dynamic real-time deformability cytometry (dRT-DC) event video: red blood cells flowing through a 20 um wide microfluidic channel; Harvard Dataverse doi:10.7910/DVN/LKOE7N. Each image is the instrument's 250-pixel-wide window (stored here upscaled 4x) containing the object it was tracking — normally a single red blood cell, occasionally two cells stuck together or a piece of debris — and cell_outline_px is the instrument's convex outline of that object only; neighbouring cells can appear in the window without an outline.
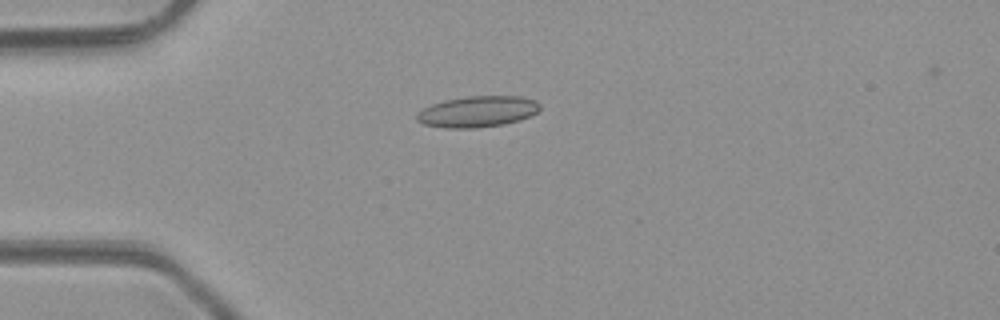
{"species": "common noctule bat (a hibernating species)", "species_latin": "Nyctalus noctula", "temperature_condition": "room temperature", "stored_images_in_passage": 2, "camera_frame_rate_fps": 3000, "um_per_image_px": 0.085, "animal": {"sex": "male", "body_mass_g": 23.1, "forearm_length_mm": 52.7}, "frame": {"image": 1, "passage_image": 1, "time_ms": 0.0, "image_size_px": [1000, 320], "cell_outline_px": [[540, 108], [536, 112], [520, 120], [504, 124], [476, 128], [444, 128], [424, 124], [416, 120], [416, 116], [424, 108], [432, 104], [444, 100], [464, 96], [520, 96], [536, 100], [540, 104]], "centroid_in_image_um": [40.59, 9.48], "position_along_channel_um": 44.4, "area_um2": 22.31}}